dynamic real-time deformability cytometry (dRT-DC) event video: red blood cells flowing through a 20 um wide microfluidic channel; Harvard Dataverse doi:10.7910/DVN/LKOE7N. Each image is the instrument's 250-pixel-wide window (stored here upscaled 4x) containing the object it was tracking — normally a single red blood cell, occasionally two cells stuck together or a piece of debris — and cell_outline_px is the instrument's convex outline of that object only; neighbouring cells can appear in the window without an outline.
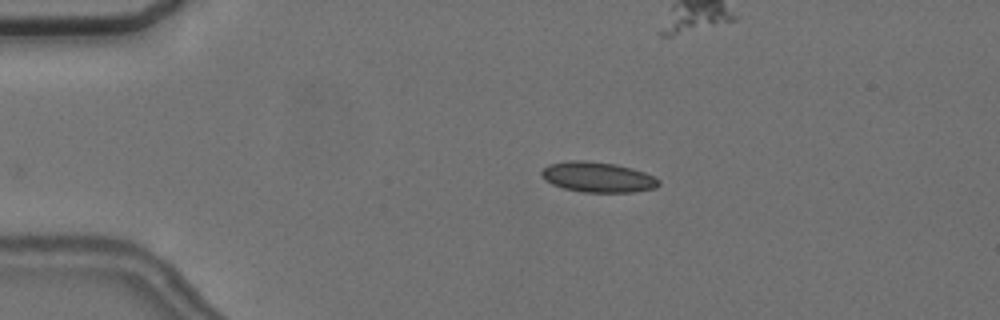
{"species": "common noctule bat (a hibernating species)", "species_latin": "Nyctalus noctula", "temperature_condition": "cold", "stored_images_in_passage": 4, "camera_frame_rate_fps": 3000, "um_per_image_px": 0.085, "animal": {"sex": "female", "body_mass_g": 24.6, "forearm_length_mm": 56.2}, "frame": {"image": 1, "passage_image": 4, "time_ms": 3.667, "image_size_px": [1000, 320], "cell_outline_px": [[660, 184], [656, 188], [632, 192], [584, 192], [564, 188], [552, 184], [544, 180], [540, 172], [548, 164], [568, 160], [588, 160], [616, 164], [632, 168], [644, 172], [660, 180]], "centroid_in_image_um": [50.79, 15.04], "position_along_channel_um": 34.2, "area_um2": 20.81}}